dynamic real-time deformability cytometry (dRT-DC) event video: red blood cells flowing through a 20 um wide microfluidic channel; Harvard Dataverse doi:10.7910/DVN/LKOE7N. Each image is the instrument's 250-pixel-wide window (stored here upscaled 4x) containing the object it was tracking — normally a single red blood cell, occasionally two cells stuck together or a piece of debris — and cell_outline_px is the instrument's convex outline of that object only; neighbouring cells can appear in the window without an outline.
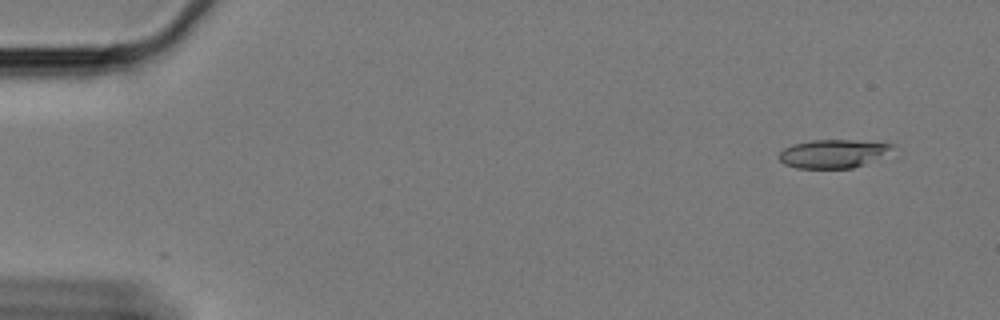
{"species": "Egyptian fruit bat (a non-hibernating species)", "species_latin": "Rousettus aegyptiacus", "temperature_condition": "cold", "stored_images_in_passage": 60, "camera_frame_rate_fps": 3000, "um_per_image_px": 0.085, "animal": {"sex": "female"}, "frame": {"image": 1, "passage_image": 4, "time_ms": 1.0, "image_size_px": [1000, 320], "cell_outline_px": [[892, 148], [864, 164], [852, 168], [796, 168], [784, 164], [780, 160], [780, 152], [784, 148], [792, 144], [812, 140], [852, 140], [892, 144]], "centroid_in_image_um": [70.7, 13.06], "position_along_channel_um": 14.3, "area_um2": 18.21}}
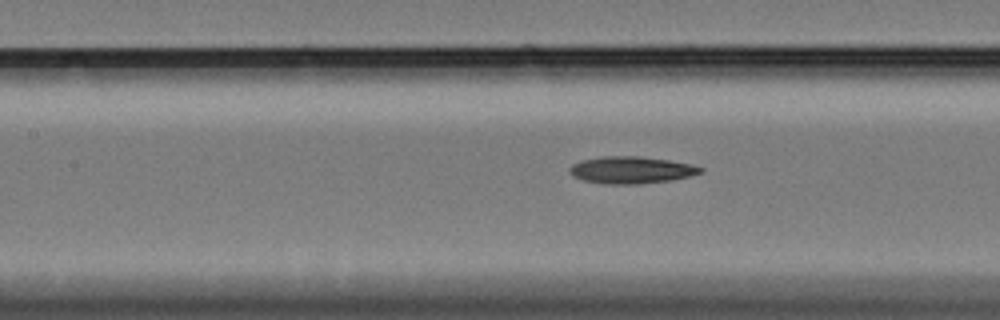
{"frame": {"image": 2, "passage_image": 27, "time_ms": 8.667, "image_size_px": [1000, 320], "cell_outline_px": [[704, 172], [692, 176], [672, 180], [640, 184], [604, 184], [580, 180], [572, 176], [568, 172], [568, 168], [572, 164], [580, 160], [600, 156], [640, 156], [668, 160], [692, 164], [704, 168]], "centroid_in_image_um": [53.63, 14.45], "position_along_channel_um": 153.8, "area_um2": 21.1}}
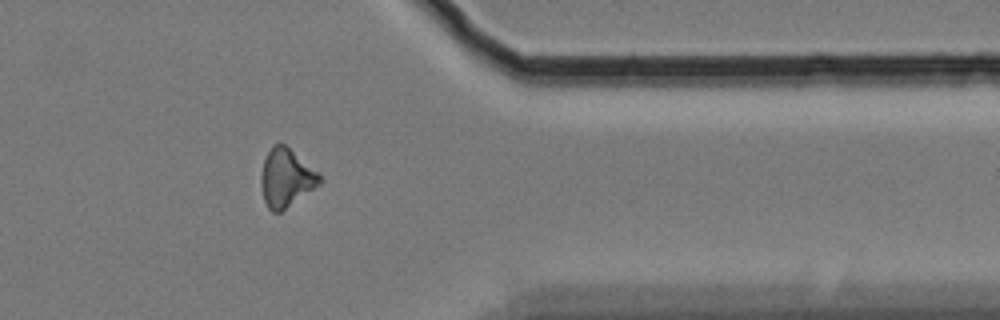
{"frame": {"image": 3, "passage_image": 49, "time_ms": 16.0, "image_size_px": [1000, 320], "cell_outline_px": [[320, 184], [280, 212], [272, 212], [268, 208], [264, 200], [260, 184], [260, 176], [264, 160], [272, 144], [280, 140], [320, 172]], "centroid_in_image_um": [24.31, 15.07], "position_along_channel_um": 387.1, "area_um2": 20.06}, "authors_computed_cell_mechanics": {"area_um2": 19.652, "velocity_mm_per_s": 3.3418, "shape_relaxation_time_tau1_ms": 6.7379, "shape_relaxation_time_tau2_ms": null, "deformation_change_tau1": 0.1408, "deformation_change_tau2": null}}